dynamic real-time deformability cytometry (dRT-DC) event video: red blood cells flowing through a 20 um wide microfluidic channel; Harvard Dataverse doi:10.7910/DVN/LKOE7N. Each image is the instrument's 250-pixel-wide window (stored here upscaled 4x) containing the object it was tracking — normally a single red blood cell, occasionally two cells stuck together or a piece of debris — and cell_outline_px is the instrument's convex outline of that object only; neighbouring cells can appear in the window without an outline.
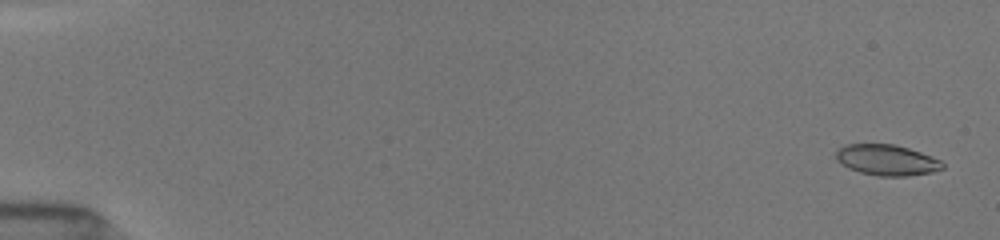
{"species": "common noctule bat (a hibernating species)", "species_latin": "Nyctalus noctula", "temperature_condition": "room temperature", "stored_images_in_passage": 52, "camera_frame_rate_fps": 3000, "um_per_image_px": 0.085, "animal": {"sex": "female", "body_mass_g": 19.5, "forearm_length_mm": 54.1}, "frame": {"image": 1, "passage_image": 2, "time_ms": 0.333, "image_size_px": [1000, 240], "cell_outline_px": [[944, 168], [932, 172], [908, 176], [876, 176], [860, 172], [848, 168], [836, 160], [836, 148], [844, 144], [892, 144], [908, 148], [932, 156], [940, 160], [944, 164]], "centroid_in_image_um": [75.35, 13.6], "position_along_channel_um": 9.6, "area_um2": 19.25}}
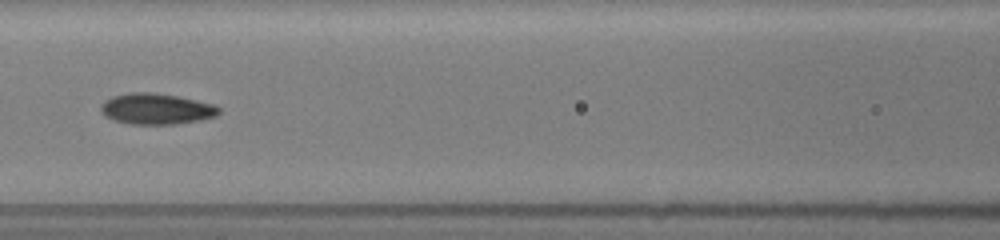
{"frame": {"image": 2, "passage_image": 25, "time_ms": 8.0, "image_size_px": [1000, 240], "cell_outline_px": [[220, 112], [216, 116], [200, 120], [176, 124], [128, 124], [112, 120], [104, 116], [100, 112], [100, 104], [104, 100], [112, 96], [128, 92], [152, 92], [176, 96], [196, 100], [212, 104], [220, 108]], "centroid_in_image_um": [13.22, 9.25], "position_along_channel_um": 153.4, "area_um2": 21.5}}
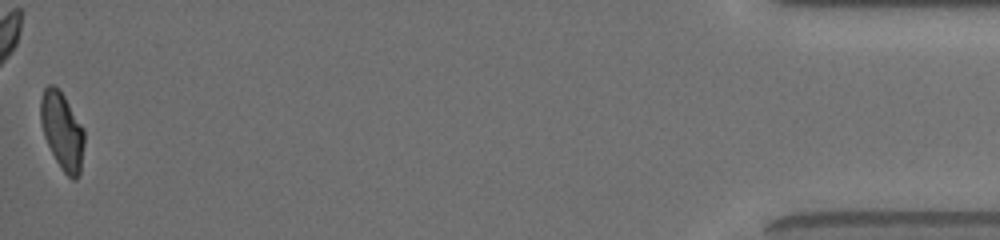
{"frame": {"image": 3, "passage_image": 52, "time_ms": 17.0, "image_size_px": [1000, 240], "cell_outline_px": [[84, 144], [80, 172], [76, 180], [72, 180], [60, 168], [44, 136], [40, 124], [40, 100], [44, 88], [48, 84], [52, 84], [64, 96], [84, 128]], "centroid_in_image_um": [5.28, 11.14], "position_along_channel_um": 429.9, "area_um2": 19.65}, "authors_computed_cell_mechanics": {"area_um2": 19.9988, "velocity_mm_per_s": 4.0164, "shape_relaxation_time_tau1_ms": 6.0983, "shape_relaxation_time_tau2_ms": 2.4414, "deformation_change_tau1": 0.1759, "deformation_change_tau2": 0.0657}}